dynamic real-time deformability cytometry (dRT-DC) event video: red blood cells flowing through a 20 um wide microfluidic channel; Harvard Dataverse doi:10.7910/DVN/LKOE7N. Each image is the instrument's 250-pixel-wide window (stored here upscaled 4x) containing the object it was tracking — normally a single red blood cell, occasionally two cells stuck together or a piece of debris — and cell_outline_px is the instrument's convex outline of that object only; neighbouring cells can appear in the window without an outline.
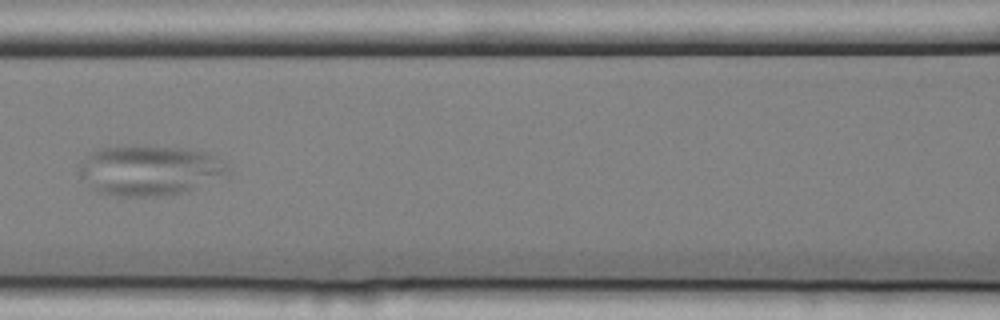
{"species": "common noctule bat (a hibernating species)", "species_latin": "Nyctalus noctula", "temperature_condition": "cold", "stored_images_in_passage": 4, "camera_frame_rate_fps": 3000, "um_per_image_px": 0.085, "animal": {"sex": "female", "body_mass_g": 25.1}, "frame": {"image": 1, "passage_image": 4, "time_ms": 1.0, "image_size_px": [1000, 320], "cell_outline_px": [[228, 172], [192, 188], [180, 192], [156, 196], [120, 196], [100, 192], [92, 188], [80, 176], [76, 168], [80, 160], [92, 152], [100, 148], [148, 144], [188, 148], [208, 152], [228, 168]], "centroid_in_image_um": [12.59, 14.43], "position_along_channel_um": 154.0, "area_um2": 43.12}}